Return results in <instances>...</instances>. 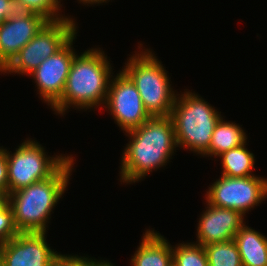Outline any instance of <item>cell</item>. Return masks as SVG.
Listing matches in <instances>:
<instances>
[{
    "instance_id": "6da1fadb",
    "label": "cell",
    "mask_w": 267,
    "mask_h": 266,
    "mask_svg": "<svg viewBox=\"0 0 267 266\" xmlns=\"http://www.w3.org/2000/svg\"><path fill=\"white\" fill-rule=\"evenodd\" d=\"M125 133L130 141L122 153L120 182L126 184L138 182L152 170L165 166L177 147L171 116L150 117Z\"/></svg>"
},
{
    "instance_id": "7a4b0ae2",
    "label": "cell",
    "mask_w": 267,
    "mask_h": 266,
    "mask_svg": "<svg viewBox=\"0 0 267 266\" xmlns=\"http://www.w3.org/2000/svg\"><path fill=\"white\" fill-rule=\"evenodd\" d=\"M109 62L104 52L96 48L85 50L80 56L76 54L63 95L51 108L62 116L71 106L89 109L105 104L113 76Z\"/></svg>"
},
{
    "instance_id": "3957f363",
    "label": "cell",
    "mask_w": 267,
    "mask_h": 266,
    "mask_svg": "<svg viewBox=\"0 0 267 266\" xmlns=\"http://www.w3.org/2000/svg\"><path fill=\"white\" fill-rule=\"evenodd\" d=\"M73 162L71 157L53 176L7 195L19 233H46L52 209L68 186Z\"/></svg>"
},
{
    "instance_id": "277c9868",
    "label": "cell",
    "mask_w": 267,
    "mask_h": 266,
    "mask_svg": "<svg viewBox=\"0 0 267 266\" xmlns=\"http://www.w3.org/2000/svg\"><path fill=\"white\" fill-rule=\"evenodd\" d=\"M183 93L177 94L170 115L174 122L177 147L209 157L211 137L222 116L196 93Z\"/></svg>"
},
{
    "instance_id": "5b68a950",
    "label": "cell",
    "mask_w": 267,
    "mask_h": 266,
    "mask_svg": "<svg viewBox=\"0 0 267 266\" xmlns=\"http://www.w3.org/2000/svg\"><path fill=\"white\" fill-rule=\"evenodd\" d=\"M125 65L122 71L134 83L149 115L170 116L177 94L154 53L148 49L135 53Z\"/></svg>"
},
{
    "instance_id": "8992f818",
    "label": "cell",
    "mask_w": 267,
    "mask_h": 266,
    "mask_svg": "<svg viewBox=\"0 0 267 266\" xmlns=\"http://www.w3.org/2000/svg\"><path fill=\"white\" fill-rule=\"evenodd\" d=\"M18 147L13 154L6 149L8 194L53 176L72 157H50L42 145L31 139Z\"/></svg>"
},
{
    "instance_id": "52a82bcc",
    "label": "cell",
    "mask_w": 267,
    "mask_h": 266,
    "mask_svg": "<svg viewBox=\"0 0 267 266\" xmlns=\"http://www.w3.org/2000/svg\"><path fill=\"white\" fill-rule=\"evenodd\" d=\"M72 18L47 22L1 73L30 75L45 59L59 51L75 34Z\"/></svg>"
},
{
    "instance_id": "ba28073f",
    "label": "cell",
    "mask_w": 267,
    "mask_h": 266,
    "mask_svg": "<svg viewBox=\"0 0 267 266\" xmlns=\"http://www.w3.org/2000/svg\"><path fill=\"white\" fill-rule=\"evenodd\" d=\"M206 194L209 204L233 209L244 215L267 198V179L256 175L243 178L221 175Z\"/></svg>"
},
{
    "instance_id": "9c48e42d",
    "label": "cell",
    "mask_w": 267,
    "mask_h": 266,
    "mask_svg": "<svg viewBox=\"0 0 267 266\" xmlns=\"http://www.w3.org/2000/svg\"><path fill=\"white\" fill-rule=\"evenodd\" d=\"M105 106L125 132L141 126L151 117L134 83L121 70L110 80Z\"/></svg>"
},
{
    "instance_id": "30bf717a",
    "label": "cell",
    "mask_w": 267,
    "mask_h": 266,
    "mask_svg": "<svg viewBox=\"0 0 267 266\" xmlns=\"http://www.w3.org/2000/svg\"><path fill=\"white\" fill-rule=\"evenodd\" d=\"M76 34L54 55L45 59L31 74L39 95L52 107L63 95L66 79L76 52L73 40Z\"/></svg>"
},
{
    "instance_id": "8fae6325",
    "label": "cell",
    "mask_w": 267,
    "mask_h": 266,
    "mask_svg": "<svg viewBox=\"0 0 267 266\" xmlns=\"http://www.w3.org/2000/svg\"><path fill=\"white\" fill-rule=\"evenodd\" d=\"M46 233H18L0 246L5 266H51L59 255L46 242Z\"/></svg>"
},
{
    "instance_id": "7c38bea8",
    "label": "cell",
    "mask_w": 267,
    "mask_h": 266,
    "mask_svg": "<svg viewBox=\"0 0 267 266\" xmlns=\"http://www.w3.org/2000/svg\"><path fill=\"white\" fill-rule=\"evenodd\" d=\"M47 22L38 14L20 11L0 24V72Z\"/></svg>"
},
{
    "instance_id": "4fadbf2b",
    "label": "cell",
    "mask_w": 267,
    "mask_h": 266,
    "mask_svg": "<svg viewBox=\"0 0 267 266\" xmlns=\"http://www.w3.org/2000/svg\"><path fill=\"white\" fill-rule=\"evenodd\" d=\"M206 203V211L199 218L196 244L206 246L234 239L235 234L245 224V215L233 209Z\"/></svg>"
},
{
    "instance_id": "5bb4252c",
    "label": "cell",
    "mask_w": 267,
    "mask_h": 266,
    "mask_svg": "<svg viewBox=\"0 0 267 266\" xmlns=\"http://www.w3.org/2000/svg\"><path fill=\"white\" fill-rule=\"evenodd\" d=\"M141 241L131 257L132 266L172 265V246L160 233L149 229Z\"/></svg>"
},
{
    "instance_id": "9a60e30c",
    "label": "cell",
    "mask_w": 267,
    "mask_h": 266,
    "mask_svg": "<svg viewBox=\"0 0 267 266\" xmlns=\"http://www.w3.org/2000/svg\"><path fill=\"white\" fill-rule=\"evenodd\" d=\"M242 266H267V237L245 224L235 234Z\"/></svg>"
},
{
    "instance_id": "2e32d148",
    "label": "cell",
    "mask_w": 267,
    "mask_h": 266,
    "mask_svg": "<svg viewBox=\"0 0 267 266\" xmlns=\"http://www.w3.org/2000/svg\"><path fill=\"white\" fill-rule=\"evenodd\" d=\"M247 136L241 126L220 118L215 126L209 144V156L218 157L223 152L237 148L246 143Z\"/></svg>"
},
{
    "instance_id": "e0dca14e",
    "label": "cell",
    "mask_w": 267,
    "mask_h": 266,
    "mask_svg": "<svg viewBox=\"0 0 267 266\" xmlns=\"http://www.w3.org/2000/svg\"><path fill=\"white\" fill-rule=\"evenodd\" d=\"M221 158L222 175L232 178L253 176L254 154L248 151L246 143L229 151L223 152Z\"/></svg>"
},
{
    "instance_id": "ac0fdd59",
    "label": "cell",
    "mask_w": 267,
    "mask_h": 266,
    "mask_svg": "<svg viewBox=\"0 0 267 266\" xmlns=\"http://www.w3.org/2000/svg\"><path fill=\"white\" fill-rule=\"evenodd\" d=\"M203 247L209 266H242L240 253L234 239Z\"/></svg>"
},
{
    "instance_id": "d6986e66",
    "label": "cell",
    "mask_w": 267,
    "mask_h": 266,
    "mask_svg": "<svg viewBox=\"0 0 267 266\" xmlns=\"http://www.w3.org/2000/svg\"><path fill=\"white\" fill-rule=\"evenodd\" d=\"M172 264L174 266H209L205 249L202 245L180 243L172 246Z\"/></svg>"
},
{
    "instance_id": "ffe728a7",
    "label": "cell",
    "mask_w": 267,
    "mask_h": 266,
    "mask_svg": "<svg viewBox=\"0 0 267 266\" xmlns=\"http://www.w3.org/2000/svg\"><path fill=\"white\" fill-rule=\"evenodd\" d=\"M20 11L35 13L42 16L48 22H55L69 18L60 15L62 7L60 0H16ZM59 13V14H58Z\"/></svg>"
},
{
    "instance_id": "44dd1931",
    "label": "cell",
    "mask_w": 267,
    "mask_h": 266,
    "mask_svg": "<svg viewBox=\"0 0 267 266\" xmlns=\"http://www.w3.org/2000/svg\"><path fill=\"white\" fill-rule=\"evenodd\" d=\"M18 233L14 225L12 208L5 202L0 206V246L13 239Z\"/></svg>"
},
{
    "instance_id": "7402d4cb",
    "label": "cell",
    "mask_w": 267,
    "mask_h": 266,
    "mask_svg": "<svg viewBox=\"0 0 267 266\" xmlns=\"http://www.w3.org/2000/svg\"><path fill=\"white\" fill-rule=\"evenodd\" d=\"M51 266H114L106 260H93L89 257H79L78 255H62L59 254L53 261Z\"/></svg>"
},
{
    "instance_id": "603a6c76",
    "label": "cell",
    "mask_w": 267,
    "mask_h": 266,
    "mask_svg": "<svg viewBox=\"0 0 267 266\" xmlns=\"http://www.w3.org/2000/svg\"><path fill=\"white\" fill-rule=\"evenodd\" d=\"M19 12L20 9L16 0H0V24L15 17Z\"/></svg>"
},
{
    "instance_id": "cb8c5ba5",
    "label": "cell",
    "mask_w": 267,
    "mask_h": 266,
    "mask_svg": "<svg viewBox=\"0 0 267 266\" xmlns=\"http://www.w3.org/2000/svg\"><path fill=\"white\" fill-rule=\"evenodd\" d=\"M8 161L6 158V149L0 147V193L5 197L8 195Z\"/></svg>"
},
{
    "instance_id": "d4e9b609",
    "label": "cell",
    "mask_w": 267,
    "mask_h": 266,
    "mask_svg": "<svg viewBox=\"0 0 267 266\" xmlns=\"http://www.w3.org/2000/svg\"><path fill=\"white\" fill-rule=\"evenodd\" d=\"M80 2H82L83 4H101V3H104V2H107L108 0H79Z\"/></svg>"
},
{
    "instance_id": "484cf974",
    "label": "cell",
    "mask_w": 267,
    "mask_h": 266,
    "mask_svg": "<svg viewBox=\"0 0 267 266\" xmlns=\"http://www.w3.org/2000/svg\"><path fill=\"white\" fill-rule=\"evenodd\" d=\"M6 202V197L0 193V206H2Z\"/></svg>"
},
{
    "instance_id": "4316f807",
    "label": "cell",
    "mask_w": 267,
    "mask_h": 266,
    "mask_svg": "<svg viewBox=\"0 0 267 266\" xmlns=\"http://www.w3.org/2000/svg\"><path fill=\"white\" fill-rule=\"evenodd\" d=\"M0 266H5L4 262H3V259L1 257H0Z\"/></svg>"
}]
</instances>
